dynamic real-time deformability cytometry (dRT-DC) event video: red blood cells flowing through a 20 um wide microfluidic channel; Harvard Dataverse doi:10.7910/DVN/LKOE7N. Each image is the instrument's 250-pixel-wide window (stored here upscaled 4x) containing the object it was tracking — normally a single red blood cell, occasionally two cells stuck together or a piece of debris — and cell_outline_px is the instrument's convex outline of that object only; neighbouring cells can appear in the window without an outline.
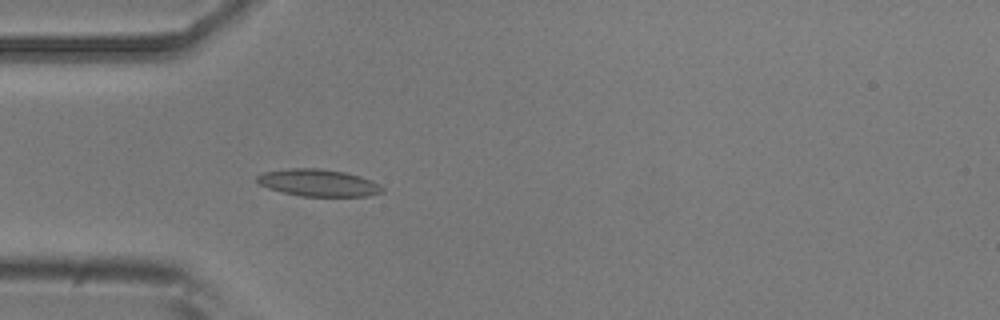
{"species": "common noctule bat (a hibernating species)", "species_latin": "Nyctalus noctula", "temperature_condition": "room temperature", "stored_images_in_passage": 5, "camera_frame_rate_fps": 3000, "um_per_image_px": 0.085, "animal": {"sex": "male", "body_mass_g": 20.5, "forearm_length_mm": 52.5}, "frame": {"image": 1, "passage_image": 4, "time_ms": 3.333, "image_size_px": [1000, 320], "cell_outline_px": [[384, 192], [368, 196], [300, 196], [268, 188], [260, 184], [256, 180], [256, 176], [264, 172], [288, 168], [320, 168], [344, 172], [360, 176], [372, 180], [380, 184], [384, 188]], "centroid_in_image_um": [27.09, 15.53], "position_along_channel_um": 57.9, "area_um2": 19.83}}